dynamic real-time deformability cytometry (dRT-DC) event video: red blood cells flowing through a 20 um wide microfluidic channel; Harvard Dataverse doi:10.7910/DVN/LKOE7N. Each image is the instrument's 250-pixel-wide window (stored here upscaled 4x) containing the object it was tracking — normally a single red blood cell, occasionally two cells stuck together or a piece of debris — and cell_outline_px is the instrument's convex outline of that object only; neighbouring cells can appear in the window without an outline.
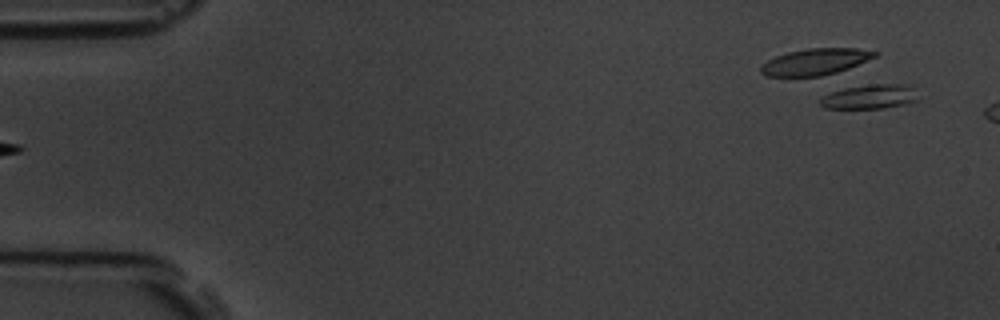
{"species": "common noctule bat (a hibernating species)", "species_latin": "Nyctalus noctula", "temperature_condition": "room temperature", "stored_images_in_passage": 6, "segment_of_instrument_passage": [2, 2], "camera_frame_rate_fps": 3000, "um_per_image_px": 0.085, "animal": {"sex": "male", "body_mass_g": 19.5, "forearm_length_mm": 54.6}, "frame": {"image": 1, "passage_image": 6, "time_ms": 5.667, "image_size_px": [1000, 320], "cell_outline_px": [[916, 100], [904, 104], [884, 108], [824, 108], [820, 104], [820, 96], [844, 88], [872, 84], [908, 84], [912, 88]], "centroid_in_image_um": [73.87, 8.22], "position_along_channel_um": 11.1, "area_um2": 13.64}}